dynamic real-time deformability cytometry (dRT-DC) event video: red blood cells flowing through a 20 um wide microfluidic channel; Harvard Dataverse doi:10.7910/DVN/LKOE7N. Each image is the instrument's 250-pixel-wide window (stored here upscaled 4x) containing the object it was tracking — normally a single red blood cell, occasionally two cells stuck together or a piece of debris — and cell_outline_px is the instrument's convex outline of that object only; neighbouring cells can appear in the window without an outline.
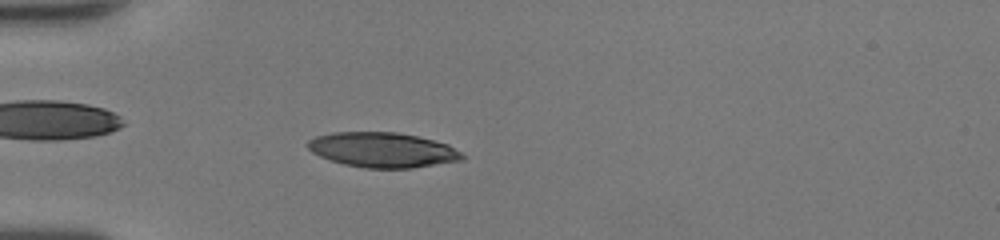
{"species": "human", "species_latin": "Homo sapiens", "temperature_condition": "room temperature", "stored_images_in_passage": 49, "camera_frame_rate_fps": 3000, "um_per_image_px": 0.085, "donor": {"sex": "female"}, "frame": {"image": 1, "passage_image": 15, "time_ms": 4.667, "image_size_px": [1000, 240], "cell_outline_px": [[464, 160], [412, 168], [364, 168], [344, 164], [320, 156], [312, 152], [304, 144], [308, 140], [316, 136], [332, 132], [396, 132], [416, 136], [448, 144], [460, 152], [464, 156]], "centroid_in_image_um": [32.5, 12.74], "position_along_channel_um": 52.5, "area_um2": 31.44}}
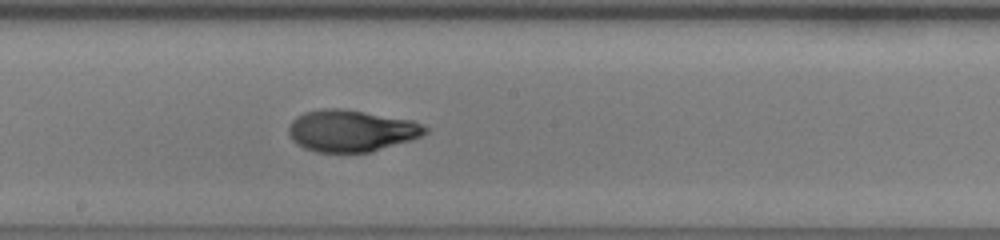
{"frame": {"image": 2, "passage_image": 28, "time_ms": 9.0, "image_size_px": [1000, 240], "cell_outline_px": [[428, 132], [412, 140], [372, 152], [316, 152], [304, 148], [296, 144], [292, 140], [288, 132], [288, 124], [296, 116], [304, 112], [324, 108], [340, 108], [412, 120], [424, 124], [428, 128]], "centroid_in_image_um": [29.85, 11.12], "position_along_channel_um": 218.4, "area_um2": 33.47}}
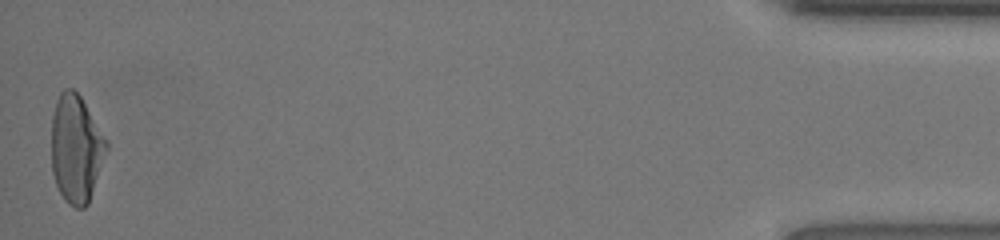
{"frame": {"image": 3, "passage_image": 49, "time_ms": 16.0, "image_size_px": [1000, 240], "cell_outline_px": [[108, 148], [88, 204], [84, 208], [76, 208], [68, 204], [64, 200], [56, 184], [52, 172], [52, 116], [56, 100], [60, 92], [64, 88], [72, 88], [80, 96], [108, 140]], "centroid_in_image_um": [6.47, 12.64], "position_along_channel_um": 428.7, "area_um2": 34.62}, "authors_computed_cell_mechanics": {"area_um2": 32.5992, "velocity_mm_per_s": 4.2325, "shape_relaxation_time_tau1_ms": 4.6254, "shape_relaxation_time_tau2_ms": 0.806, "deformation_change_tau1": 0.225, "deformation_change_tau2": 0.061}}